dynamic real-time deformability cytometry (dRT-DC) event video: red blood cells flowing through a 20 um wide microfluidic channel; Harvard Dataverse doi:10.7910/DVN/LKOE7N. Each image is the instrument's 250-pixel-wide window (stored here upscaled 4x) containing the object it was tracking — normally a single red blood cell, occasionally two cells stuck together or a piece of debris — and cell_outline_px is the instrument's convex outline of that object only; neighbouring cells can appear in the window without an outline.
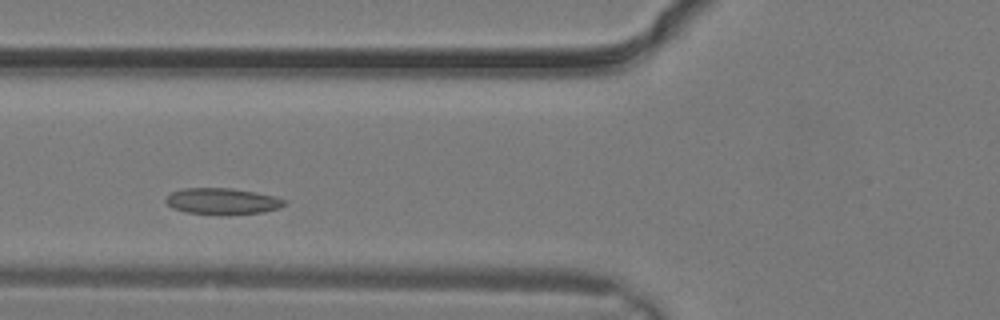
{"species": "common noctule bat (a hibernating species)", "species_latin": "Nyctalus noctula", "temperature_condition": "warm", "stored_images_in_passage": 25, "camera_frame_rate_fps": 3000, "um_per_image_px": 0.085, "animal": {"sex": "male", "body_mass_g": 19.2, "forearm_length_mm": 51.8}, "frame": {"image": 1, "passage_image": 5, "time_ms": 1.333, "image_size_px": [1000, 320], "cell_outline_px": [[288, 204], [280, 208], [264, 212], [228, 216], [220, 216], [184, 212], [172, 208], [164, 200], [172, 192], [184, 188], [232, 188], [256, 192], [288, 200]], "centroid_in_image_um": [18.94, 17.13], "position_along_channel_um": 106.9, "area_um2": 18.73}}
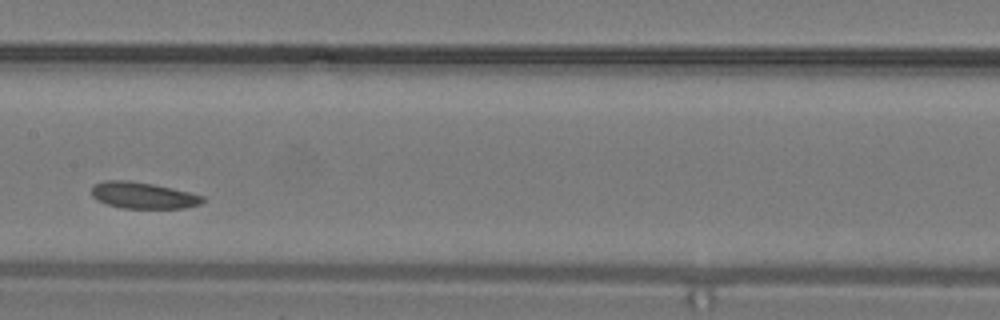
{"frame": {"image": 2, "passage_image": 9, "time_ms": 2.667, "image_size_px": [1000, 320], "cell_outline_px": [[204, 200], [200, 204], [184, 208], [124, 208], [108, 204], [96, 200], [92, 196], [92, 188], [96, 184], [104, 180], [128, 180], [152, 184], [172, 188], [204, 196]], "centroid_in_image_um": [12.15, 16.6], "position_along_channel_um": 195.2, "area_um2": 16.94}}
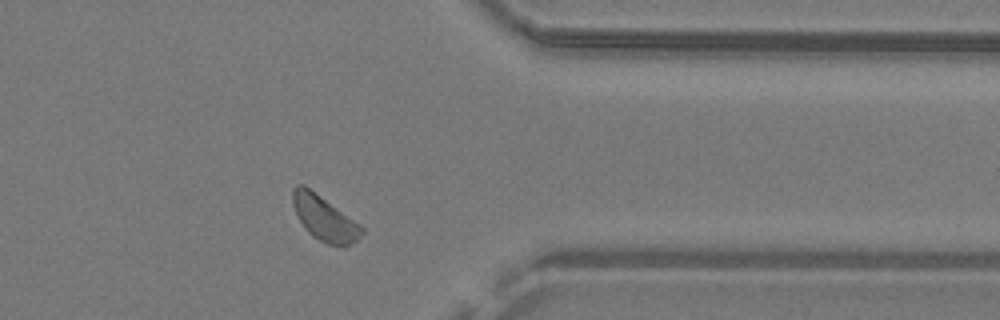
{"frame": {"image": 3, "passage_image": 18, "time_ms": 5.667, "image_size_px": [1000, 320], "cell_outline_px": [[364, 232], [356, 240], [348, 244], [328, 244], [312, 236], [308, 232], [300, 220], [292, 204], [292, 188], [296, 184], [304, 184], [360, 224], [364, 228]], "centroid_in_image_um": [27.54, 18.51], "position_along_channel_um": 383.9, "area_um2": 17.63}}